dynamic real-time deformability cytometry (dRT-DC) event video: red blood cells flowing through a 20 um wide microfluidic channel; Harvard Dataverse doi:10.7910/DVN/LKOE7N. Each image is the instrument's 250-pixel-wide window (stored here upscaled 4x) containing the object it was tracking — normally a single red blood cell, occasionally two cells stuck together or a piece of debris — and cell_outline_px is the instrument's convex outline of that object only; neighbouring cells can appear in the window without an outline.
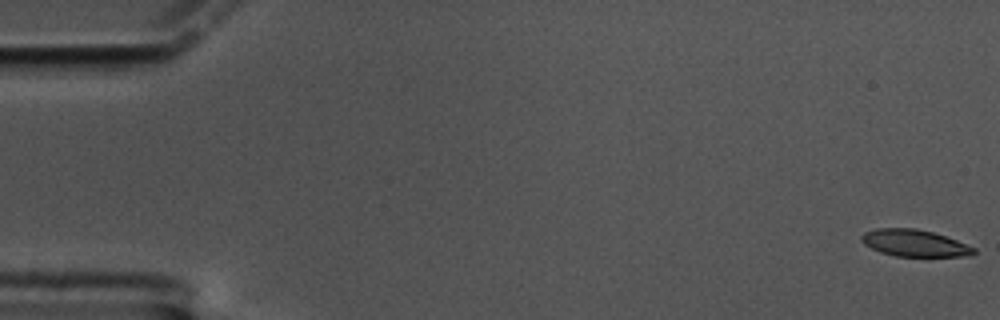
{"species": "common noctule bat (a hibernating species)", "species_latin": "Nyctalus noctula", "temperature_condition": "cold", "stored_images_in_passage": 12, "camera_frame_rate_fps": 3000, "um_per_image_px": 0.085, "animal": {"sex": "male", "body_mass_g": 17.5, "forearm_length_mm": 52.3}, "frame": {"image": 1, "passage_image": 1, "time_ms": 0.0, "image_size_px": [1000, 320], "cell_outline_px": [[976, 252], [972, 256], [896, 256], [880, 252], [864, 244], [860, 240], [860, 236], [864, 232], [876, 228], [916, 228], [932, 232], [956, 240], [976, 248]], "centroid_in_image_um": [77.72, 20.66], "position_along_channel_um": 7.3, "area_um2": 17.57}}